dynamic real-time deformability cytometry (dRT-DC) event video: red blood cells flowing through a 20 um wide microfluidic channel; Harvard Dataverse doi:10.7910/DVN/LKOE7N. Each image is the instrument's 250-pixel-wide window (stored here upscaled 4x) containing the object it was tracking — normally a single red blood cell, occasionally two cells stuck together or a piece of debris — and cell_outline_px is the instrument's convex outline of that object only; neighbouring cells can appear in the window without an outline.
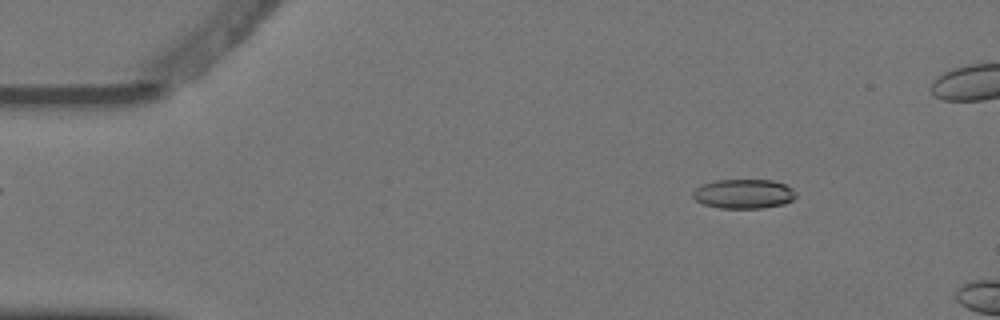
{"species": "Egyptian fruit bat (a non-hibernating species)", "species_latin": "Rousettus aegyptiacus", "temperature_condition": "warm", "stored_images_in_passage": 3, "camera_frame_rate_fps": 3000, "um_per_image_px": 0.085, "animal": {"sex": "female"}, "frame": {"image": 1, "passage_image": 2, "time_ms": 0.333, "image_size_px": [1000, 320], "cell_outline_px": [[796, 196], [792, 200], [784, 204], [764, 208], [720, 208], [704, 204], [696, 200], [692, 196], [692, 192], [696, 188], [704, 184], [716, 180], [772, 180], [784, 184], [792, 188], [796, 192]], "centroid_in_image_um": [63.23, 16.48], "position_along_channel_um": 21.8, "area_um2": 17.63}}